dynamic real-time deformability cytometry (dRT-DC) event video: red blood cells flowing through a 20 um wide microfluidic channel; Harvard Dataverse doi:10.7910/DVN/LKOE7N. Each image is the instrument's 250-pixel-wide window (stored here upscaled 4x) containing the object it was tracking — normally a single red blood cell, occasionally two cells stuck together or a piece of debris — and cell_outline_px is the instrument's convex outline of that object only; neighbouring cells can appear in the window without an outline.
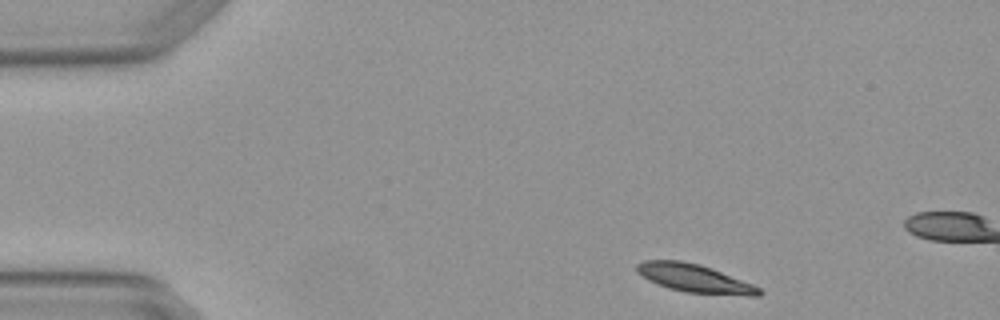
{"species": "Egyptian fruit bat (a non-hibernating species)", "species_latin": "Rousettus aegyptiacus", "temperature_condition": "warm", "stored_images_in_passage": 4, "camera_frame_rate_fps": 3000, "um_per_image_px": 0.085, "animal": {"sex": "female"}, "frame": {"image": 1, "passage_image": 1, "time_ms": 0.0, "image_size_px": [1000, 320], "cell_outline_px": [[764, 292], [760, 296], [748, 296], [684, 292], [668, 288], [656, 284], [648, 280], [636, 272], [636, 264], [644, 260], [680, 260], [700, 264], [712, 268], [752, 284], [760, 288]], "centroid_in_image_um": [59.02, 23.66], "position_along_channel_um": 26.0, "area_um2": 20.29}}